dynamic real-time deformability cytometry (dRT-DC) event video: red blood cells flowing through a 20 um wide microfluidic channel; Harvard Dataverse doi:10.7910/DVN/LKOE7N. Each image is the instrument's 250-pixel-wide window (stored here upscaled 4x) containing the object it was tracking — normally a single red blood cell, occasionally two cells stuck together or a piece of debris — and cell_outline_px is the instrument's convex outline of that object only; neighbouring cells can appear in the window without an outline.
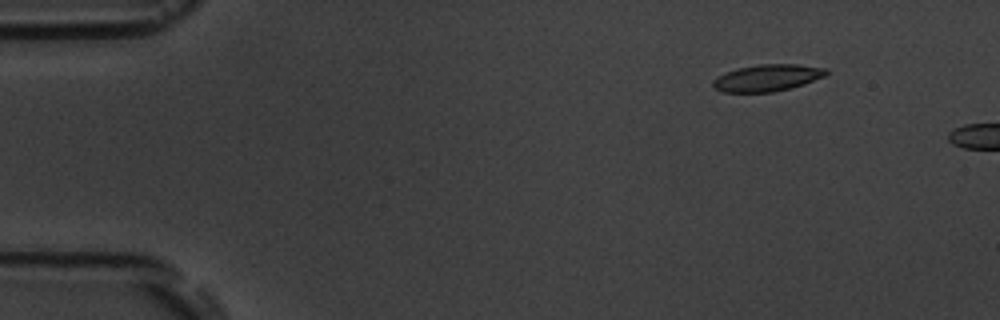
{"species": "common noctule bat (a hibernating species)", "species_latin": "Nyctalus noctula", "temperature_condition": "room temperature", "stored_images_in_passage": 3, "camera_frame_rate_fps": 3000, "um_per_image_px": 0.085, "animal": {"sex": "male", "body_mass_g": 19.5, "forearm_length_mm": 54.6}, "frame": {"image": 1, "passage_image": 1, "time_ms": 0.0, "image_size_px": [1000, 320], "cell_outline_px": [[828, 72], [824, 76], [804, 84], [772, 92], [724, 92], [716, 88], [712, 84], [712, 80], [724, 72], [740, 68], [760, 64], [796, 64], [828, 68]], "centroid_in_image_um": [65.22, 6.61], "position_along_channel_um": 19.8, "area_um2": 17.51}}